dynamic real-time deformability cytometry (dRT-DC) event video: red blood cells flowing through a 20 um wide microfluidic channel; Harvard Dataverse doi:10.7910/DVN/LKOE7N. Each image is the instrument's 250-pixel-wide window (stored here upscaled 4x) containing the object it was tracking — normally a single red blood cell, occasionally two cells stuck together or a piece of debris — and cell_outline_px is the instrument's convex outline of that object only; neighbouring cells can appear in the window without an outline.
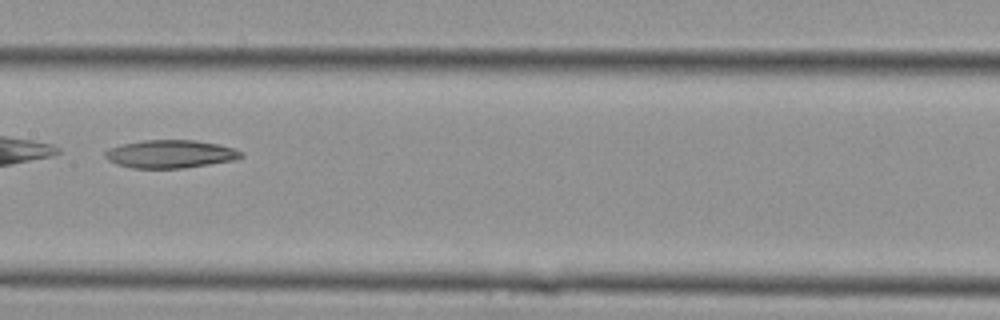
{"species": "Egyptian fruit bat (a non-hibernating species)", "species_latin": "Rousettus aegyptiacus", "temperature_condition": "cold", "stored_images_in_passage": 11, "camera_frame_rate_fps": 3000, "um_per_image_px": 0.085, "animal": {"sex": "female"}, "frame": {"image": 1, "passage_image": 8, "time_ms": 2.333, "image_size_px": [1000, 320], "cell_outline_px": [[244, 156], [236, 160], [184, 168], [132, 168], [116, 164], [108, 160], [104, 156], [104, 152], [108, 148], [120, 144], [144, 140], [196, 140], [236, 148], [244, 152]], "centroid_in_image_um": [14.49, 13.09], "position_along_channel_um": 192.9, "area_um2": 22.48}}
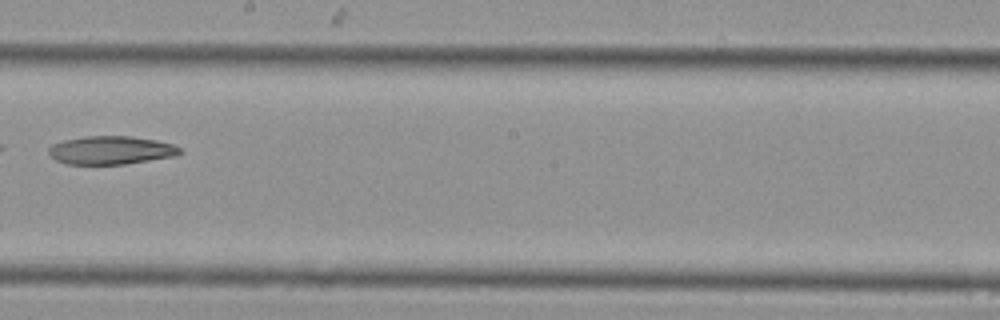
{"frame": {"image": 2, "passage_image": 10, "time_ms": 3.0, "image_size_px": [1000, 320], "cell_outline_px": [[184, 152], [176, 156], [124, 164], [68, 164], [56, 160], [48, 152], [48, 148], [52, 144], [64, 140], [88, 136], [132, 136], [156, 140], [172, 144], [180, 148]], "centroid_in_image_um": [9.45, 12.76], "position_along_channel_um": 238.7, "area_um2": 21.62}}